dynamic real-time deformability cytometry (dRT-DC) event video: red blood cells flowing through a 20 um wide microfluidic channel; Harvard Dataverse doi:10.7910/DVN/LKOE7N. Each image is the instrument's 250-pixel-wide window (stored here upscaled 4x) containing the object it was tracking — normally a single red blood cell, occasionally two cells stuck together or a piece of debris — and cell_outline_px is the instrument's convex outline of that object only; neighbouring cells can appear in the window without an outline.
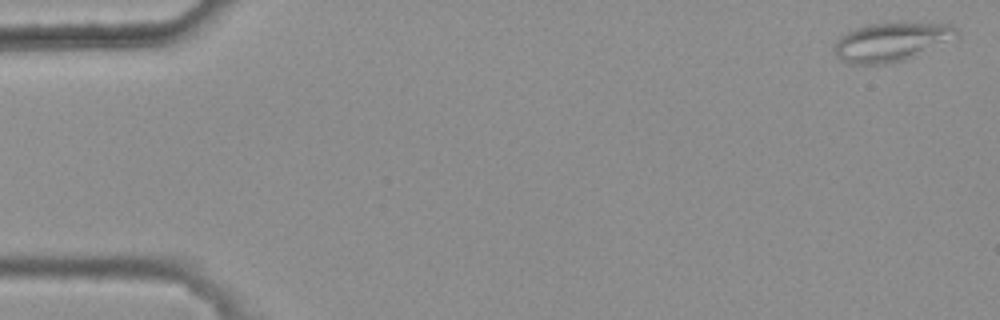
{"species": "common noctule bat (a hibernating species)", "species_latin": "Nyctalus noctula", "temperature_condition": "warm", "stored_images_in_passage": 5, "camera_frame_rate_fps": 3000, "um_per_image_px": 0.085, "animal": {"sex": "female", "body_mass_g": 25.1}, "frame": {"image": 1, "passage_image": 1, "time_ms": 0.0, "image_size_px": [1000, 320], "cell_outline_px": [[960, 36], [916, 56], [904, 60], [888, 64], [848, 64], [840, 60], [836, 56], [836, 44], [840, 36], [844, 32], [868, 24], [904, 20], [952, 24], [960, 32]], "centroid_in_image_um": [75.83, 3.51], "position_along_channel_um": 9.2, "area_um2": 28.61}}